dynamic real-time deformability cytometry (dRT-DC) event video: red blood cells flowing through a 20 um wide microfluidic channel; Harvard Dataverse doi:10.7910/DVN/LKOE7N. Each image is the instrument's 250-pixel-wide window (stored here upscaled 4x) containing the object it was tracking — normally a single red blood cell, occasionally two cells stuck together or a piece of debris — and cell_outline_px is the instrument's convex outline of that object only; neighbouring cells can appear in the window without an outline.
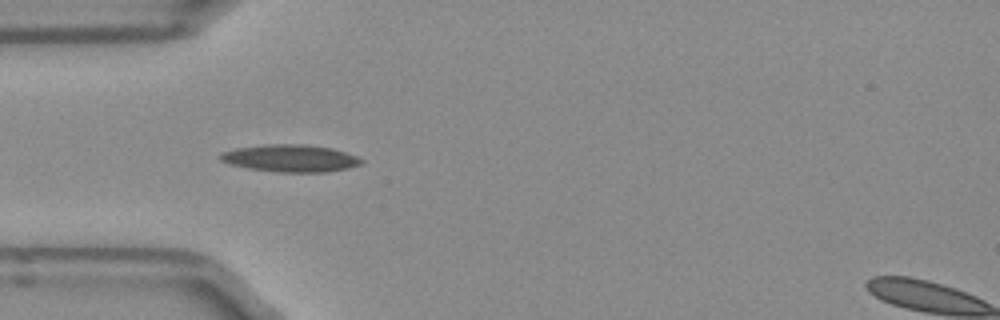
{"species": "Egyptian fruit bat (a non-hibernating species)", "species_latin": "Rousettus aegyptiacus", "temperature_condition": "room temperature", "stored_images_in_passage": 4, "camera_frame_rate_fps": 3000, "um_per_image_px": 0.085, "frame": {"image": 1, "passage_image": 3, "time_ms": 0.667, "image_size_px": [1000, 320], "cell_outline_px": [[364, 160], [360, 164], [348, 168], [324, 172], [276, 172], [248, 168], [232, 164], [220, 160], [220, 152], [236, 148], [276, 144], [304, 144], [332, 148], [356, 156]], "centroid_in_image_um": [24.69, 13.45], "position_along_channel_um": 60.3, "area_um2": 22.14}}